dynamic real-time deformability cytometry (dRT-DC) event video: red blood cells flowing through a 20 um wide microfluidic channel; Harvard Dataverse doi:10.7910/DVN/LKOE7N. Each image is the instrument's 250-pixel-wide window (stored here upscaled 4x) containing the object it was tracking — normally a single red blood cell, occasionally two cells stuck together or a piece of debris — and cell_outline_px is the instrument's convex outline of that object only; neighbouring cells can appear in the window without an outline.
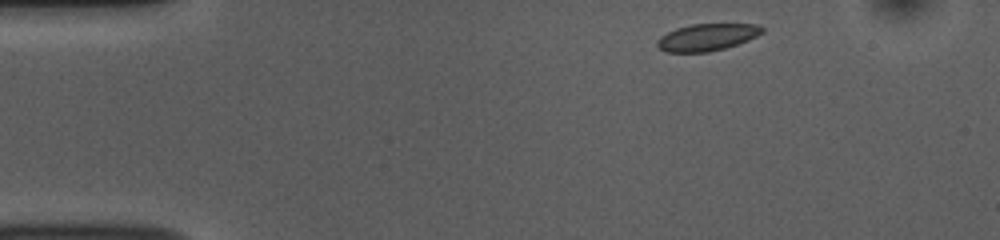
{"species": "common noctule bat (a hibernating species)", "species_latin": "Nyctalus noctula", "temperature_condition": "room temperature", "stored_images_in_passage": 46, "camera_frame_rate_fps": 3000, "um_per_image_px": 0.085, "animal": {"sex": "female", "body_mass_g": 10.0, "forearm_length_mm": 53.1}, "frame": {"image": 1, "passage_image": 1, "time_ms": 0.0, "image_size_px": [1000, 240], "cell_outline_px": [[764, 32], [748, 40], [724, 48], [708, 52], [664, 52], [656, 44], [656, 40], [660, 36], [676, 28], [692, 24], [760, 24], [764, 28]], "centroid_in_image_um": [60.09, 3.16], "position_along_channel_um": 24.9, "area_um2": 16.53}}
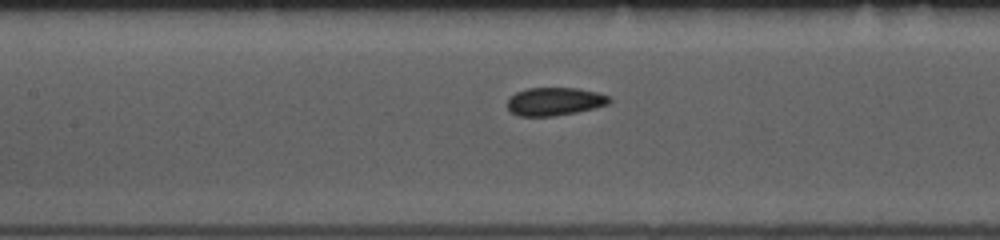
{"frame": {"image": 2, "passage_image": 17, "time_ms": 5.333, "image_size_px": [1000, 240], "cell_outline_px": [[612, 100], [608, 104], [596, 108], [576, 112], [552, 116], [520, 116], [508, 112], [508, 96], [516, 92], [528, 88], [576, 88], [596, 92], [608, 96]], "centroid_in_image_um": [47.11, 8.63], "position_along_channel_um": 160.3, "area_um2": 16.76}}
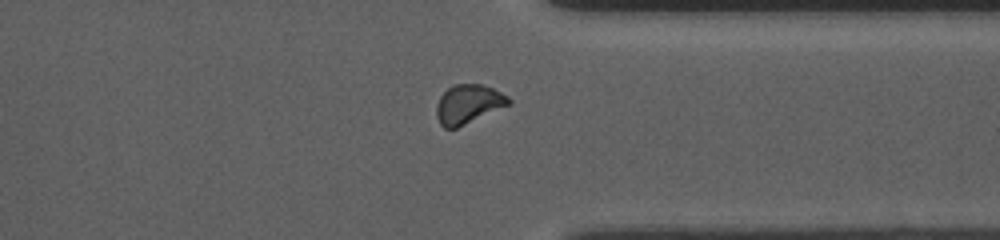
{"frame": {"image": 3, "passage_image": 34, "time_ms": 11.0, "image_size_px": [1000, 240], "cell_outline_px": [[512, 104], [456, 128], [444, 128], [440, 124], [436, 116], [436, 104], [440, 96], [452, 84], [480, 84], [492, 88], [508, 96], [512, 100]], "centroid_in_image_um": [39.81, 8.85], "position_along_channel_um": 371.6, "area_um2": 16.53}, "authors_computed_cell_mechanics": {"area_um2": 16.7331, "velocity_mm_per_s": 3.7698, "shape_relaxation_time_tau1_ms": 4.5497, "shape_relaxation_time_tau2_ms": 3.2422, "deformation_change_tau1": 0.1014, "deformation_change_tau2": 0.0766}}